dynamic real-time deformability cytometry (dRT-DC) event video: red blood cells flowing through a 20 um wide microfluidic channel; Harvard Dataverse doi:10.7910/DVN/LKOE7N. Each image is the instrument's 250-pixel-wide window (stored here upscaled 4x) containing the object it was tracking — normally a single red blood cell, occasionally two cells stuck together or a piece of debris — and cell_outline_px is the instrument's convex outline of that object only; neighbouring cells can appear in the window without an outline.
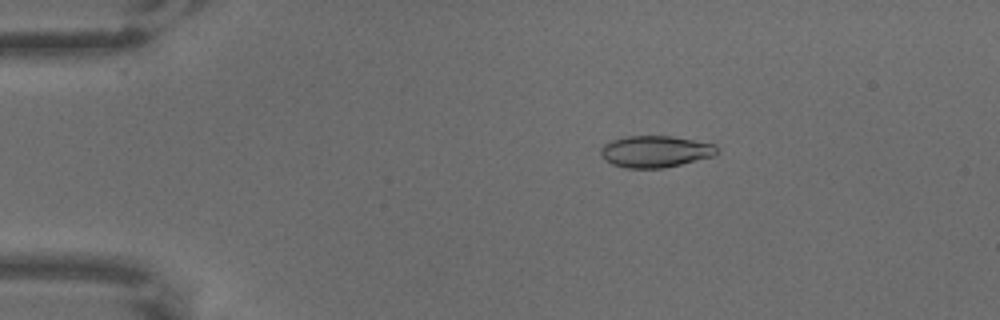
{"species": "common noctule bat (a hibernating species)", "species_latin": "Nyctalus noctula", "temperature_condition": "warm", "stored_images_in_passage": 64, "camera_frame_rate_fps": 3000, "um_per_image_px": 0.085, "animal": {"sex": "male", "body_mass_g": 18.8}, "frame": {"image": 1, "passage_image": 12, "time_ms": 3.667, "image_size_px": [1000, 320], "cell_outline_px": [[716, 152], [712, 156], [664, 168], [624, 168], [612, 164], [604, 160], [600, 156], [600, 148], [604, 144], [612, 140], [628, 136], [672, 136], [716, 144]], "centroid_in_image_um": [55.64, 12.88], "position_along_channel_um": 29.4, "area_um2": 21.39}}
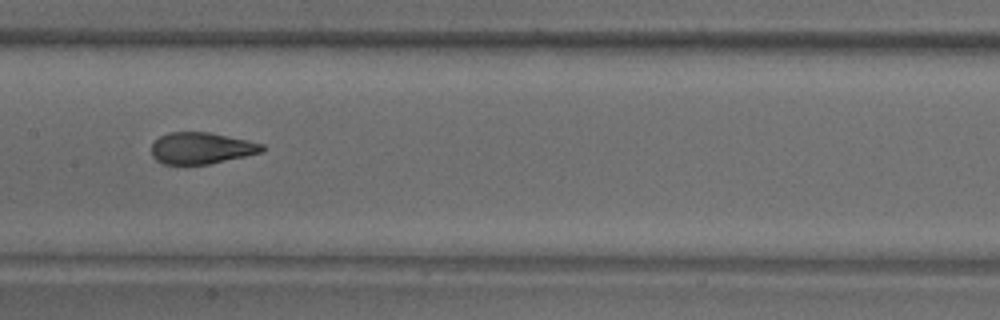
{"frame": {"image": 2, "passage_image": 33, "time_ms": 10.667, "image_size_px": [1000, 320], "cell_outline_px": [[264, 152], [208, 164], [164, 164], [156, 160], [152, 156], [152, 144], [160, 136], [168, 132], [208, 132], [248, 140], [264, 144]], "centroid_in_image_um": [17.12, 12.59], "position_along_channel_um": 190.3, "area_um2": 20.29}}
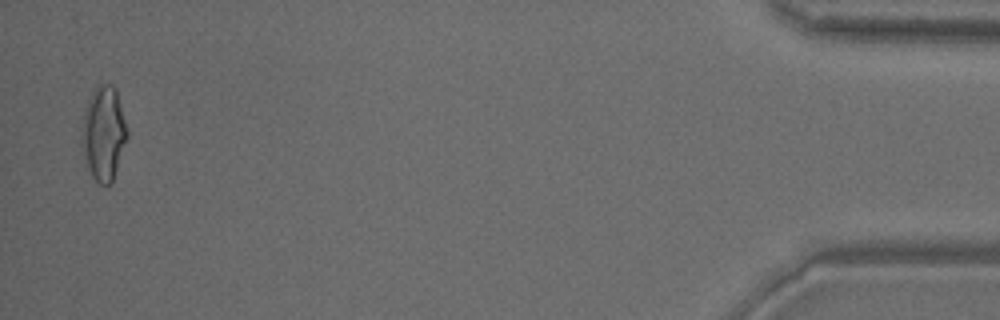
{"frame": {"image": 3, "passage_image": 63, "time_ms": 20.667, "image_size_px": [1000, 320], "cell_outline_px": [[128, 136], [112, 184], [100, 184], [92, 176], [88, 168], [80, 144], [80, 136], [84, 112], [88, 100], [92, 92], [100, 84], [112, 84], [116, 88], [128, 132]], "centroid_in_image_um": [8.8, 11.34], "position_along_channel_um": 426.4, "area_um2": 25.03}}